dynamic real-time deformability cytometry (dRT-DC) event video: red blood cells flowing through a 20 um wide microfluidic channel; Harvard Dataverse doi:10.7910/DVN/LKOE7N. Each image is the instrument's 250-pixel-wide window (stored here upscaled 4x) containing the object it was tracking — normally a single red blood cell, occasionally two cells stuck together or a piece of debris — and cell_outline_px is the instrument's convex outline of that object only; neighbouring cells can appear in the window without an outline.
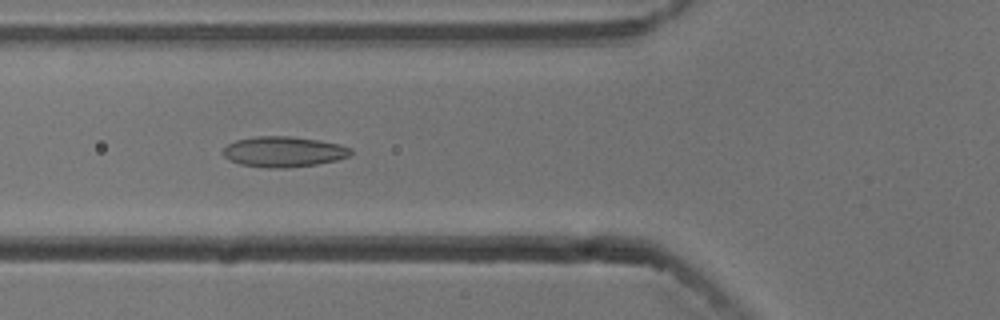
{"species": "common noctule bat (a hibernating species)", "species_latin": "Nyctalus noctula", "temperature_condition": "cold", "stored_images_in_passage": 41, "camera_frame_rate_fps": 3000, "um_per_image_px": 0.085, "animal": {"sex": "male", "body_mass_g": 13.3}, "frame": {"image": 1, "passage_image": 16, "time_ms": 5.0, "image_size_px": [1000, 320], "cell_outline_px": [[352, 156], [336, 160], [316, 164], [288, 168], [268, 168], [240, 164], [224, 156], [224, 148], [228, 144], [236, 140], [256, 136], [288, 136], [320, 140], [340, 144], [352, 148]], "centroid_in_image_um": [24.16, 12.89], "position_along_channel_um": 101.6, "area_um2": 22.72}}
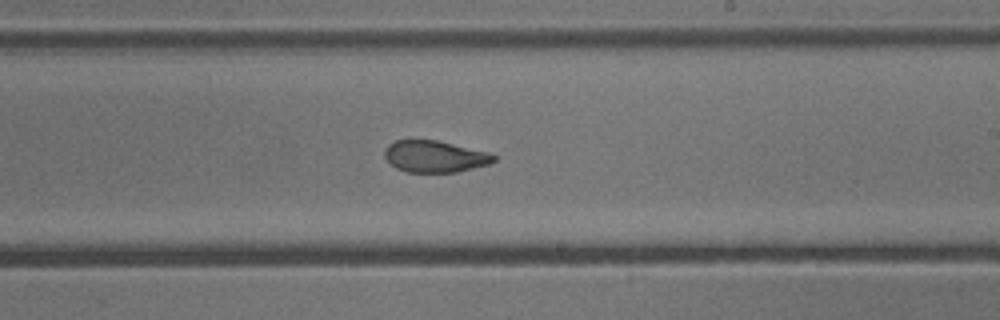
{"frame": {"image": 2, "passage_image": 28, "time_ms": 9.0, "image_size_px": [1000, 320], "cell_outline_px": [[496, 160], [488, 164], [456, 172], [408, 172], [396, 168], [384, 156], [384, 152], [388, 144], [396, 140], [436, 140], [488, 152], [496, 156]], "centroid_in_image_um": [36.95, 13.3], "position_along_channel_um": 252.1, "area_um2": 19.94}}
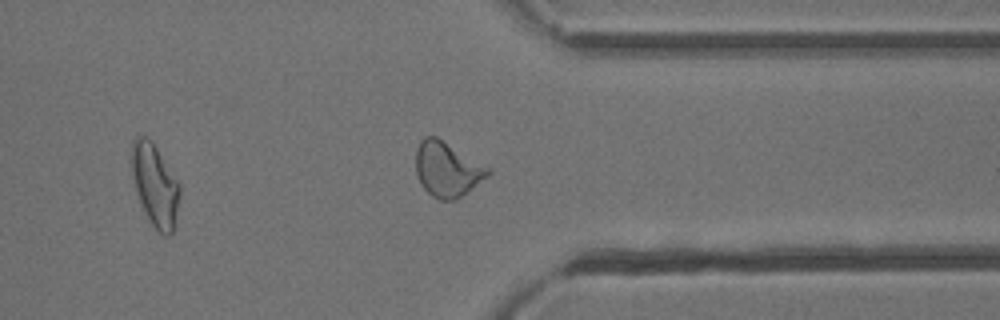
{"frame": {"image": 3, "passage_image": 38, "time_ms": 12.333, "image_size_px": [1000, 320], "cell_outline_px": [[492, 172], [488, 176], [456, 200], [440, 200], [432, 196], [420, 184], [416, 172], [416, 148], [420, 140], [424, 136], [436, 136], [492, 168]], "centroid_in_image_um": [38.02, 14.37], "position_along_channel_um": 373.4, "area_um2": 23.24}, "authors_computed_cell_mechanics": {"area_um2": 21.7328, "velocity_mm_per_s": 3.7503, "shape_relaxation_time_tau1_ms": 6.4497, "shape_relaxation_time_tau2_ms": 1.6456, "deformation_change_tau1": 0.1664, "deformation_change_tau2": 0.0749}}